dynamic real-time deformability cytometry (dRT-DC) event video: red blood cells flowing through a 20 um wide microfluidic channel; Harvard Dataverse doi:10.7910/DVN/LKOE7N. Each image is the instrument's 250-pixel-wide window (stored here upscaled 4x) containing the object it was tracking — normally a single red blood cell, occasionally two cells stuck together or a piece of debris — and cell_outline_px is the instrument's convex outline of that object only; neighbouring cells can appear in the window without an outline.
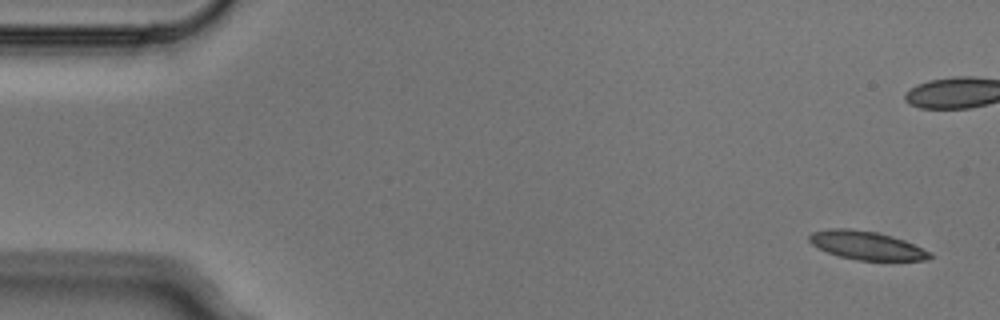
{"species": "Egyptian fruit bat (a non-hibernating species)", "species_latin": "Rousettus aegyptiacus", "temperature_condition": "cold", "stored_images_in_passage": 6, "camera_frame_rate_fps": 3000, "um_per_image_px": 0.085, "animal": {"sex": "male"}, "frame": {"image": 1, "passage_image": 1, "time_ms": 0.0, "image_size_px": [1000, 320], "cell_outline_px": [[936, 256], [928, 260], [856, 260], [840, 256], [828, 252], [812, 244], [808, 240], [808, 236], [812, 232], [828, 228], [848, 228], [876, 232], [892, 236], [904, 240], [932, 252]], "centroid_in_image_um": [73.69, 20.86], "position_along_channel_um": 11.3, "area_um2": 20.06}}
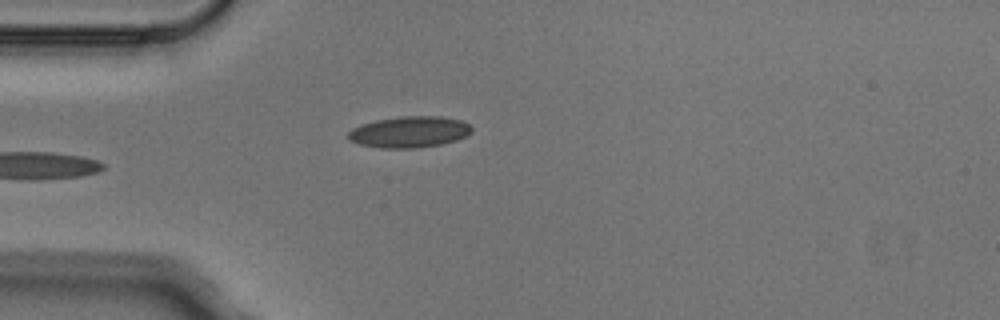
{"frame": {"image": 2, "passage_image": 5, "time_ms": 1.333, "image_size_px": [1000, 320], "cell_outline_px": [[472, 132], [456, 140], [440, 144], [416, 148], [380, 148], [360, 144], [348, 140], [348, 132], [352, 128], [360, 124], [376, 120], [400, 116], [440, 116], [460, 120], [468, 124], [472, 128]], "centroid_in_image_um": [34.76, 11.21], "position_along_channel_um": 50.2, "area_um2": 22.48}}